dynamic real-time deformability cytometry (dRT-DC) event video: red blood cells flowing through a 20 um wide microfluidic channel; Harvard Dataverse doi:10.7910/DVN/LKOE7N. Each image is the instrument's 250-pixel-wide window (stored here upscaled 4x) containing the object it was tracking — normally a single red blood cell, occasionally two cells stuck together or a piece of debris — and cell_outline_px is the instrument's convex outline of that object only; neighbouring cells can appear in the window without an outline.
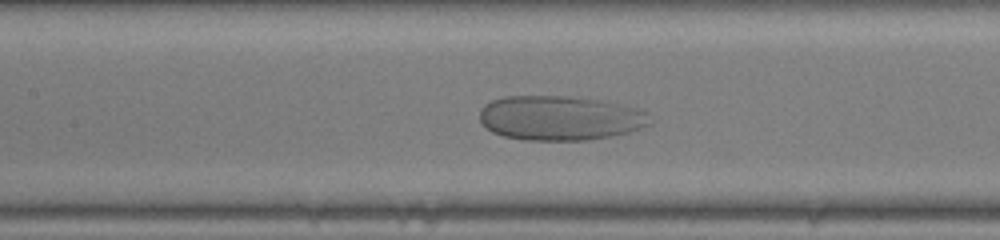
{"species": "human", "species_latin": "Homo sapiens", "temperature_condition": "room temperature", "stored_images_in_passage": 40, "camera_frame_rate_fps": 3000, "um_per_image_px": 0.085, "donor": {"sex": "male"}, "frame": {"image": 1, "passage_image": 17, "time_ms": 5.333, "image_size_px": [1000, 240], "cell_outline_px": [[648, 124], [640, 128], [628, 132], [588, 140], [524, 140], [504, 136], [492, 132], [480, 124], [480, 108], [484, 104], [492, 100], [504, 96], [568, 96], [596, 100], [616, 104], [648, 112]], "centroid_in_image_um": [47.49, 10.03], "position_along_channel_um": 159.9, "area_um2": 43.87}}
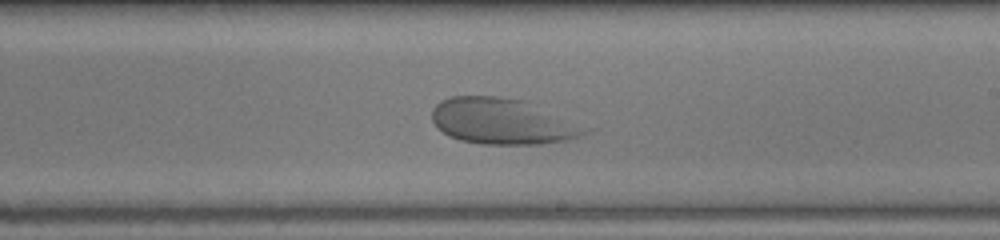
{"frame": {"image": 2, "passage_image": 23, "time_ms": 7.333, "image_size_px": [1000, 240], "cell_outline_px": [[596, 128], [580, 136], [568, 140], [540, 144], [480, 144], [460, 140], [448, 136], [432, 120], [432, 108], [440, 100], [452, 96], [496, 96], [528, 100]], "centroid_in_image_um": [42.83, 10.3], "position_along_channel_um": 246.2, "area_um2": 41.96}}
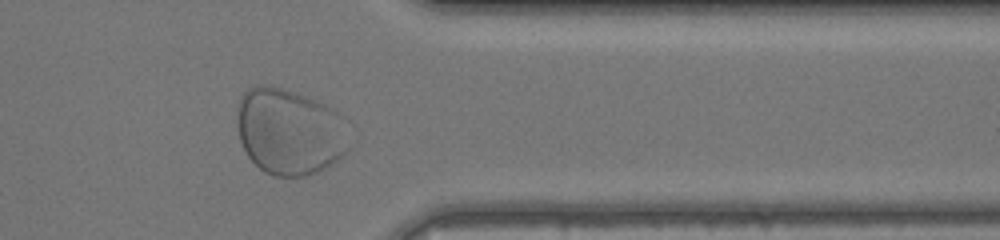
{"frame": {"image": 3, "passage_image": 33, "time_ms": 10.667, "image_size_px": [1000, 240], "cell_outline_px": [[348, 152], [344, 156], [320, 172], [308, 176], [272, 176], [264, 172], [248, 156], [240, 140], [240, 100], [244, 92], [252, 84], [268, 84], [300, 92], [332, 108], [336, 112], [348, 148]], "centroid_in_image_um": [24.59, 11.19], "position_along_channel_um": 386.8, "area_um2": 55.83}}